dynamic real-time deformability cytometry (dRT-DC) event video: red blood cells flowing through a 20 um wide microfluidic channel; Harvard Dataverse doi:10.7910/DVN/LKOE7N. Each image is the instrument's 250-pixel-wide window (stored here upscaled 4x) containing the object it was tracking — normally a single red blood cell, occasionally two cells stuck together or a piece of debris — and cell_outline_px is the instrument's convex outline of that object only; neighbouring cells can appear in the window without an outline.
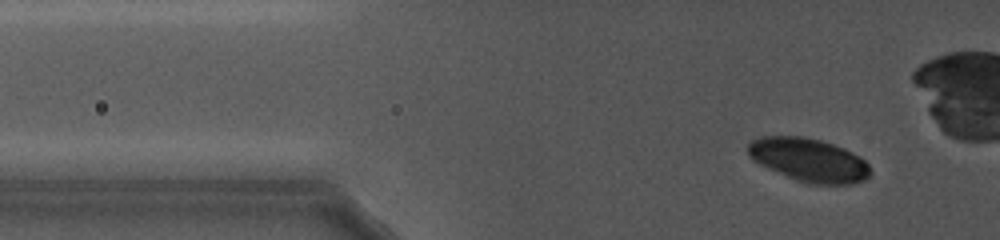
{"species": "common noctule bat (a hibernating species)", "species_latin": "Nyctalus noctula", "temperature_condition": "cold", "stored_images_in_passage": 26, "camera_frame_rate_fps": 5000, "um_per_image_px": 0.085, "animal": {"sex": "female", "body_mass_g": 19.0, "forearm_length_mm": 56.7}, "frame": {"image": 1, "passage_image": 16, "time_ms": 2.6, "image_size_px": [1000, 240], "cell_outline_px": [[872, 172], [864, 180], [852, 184], [808, 184], [796, 180], [768, 168], [752, 160], [748, 156], [748, 144], [752, 140], [764, 136], [800, 136], [820, 140], [844, 148], [852, 152], [864, 160], [868, 164]], "centroid_in_image_um": [68.75, 13.6], "position_along_channel_um": 57.1, "area_um2": 30.87}}